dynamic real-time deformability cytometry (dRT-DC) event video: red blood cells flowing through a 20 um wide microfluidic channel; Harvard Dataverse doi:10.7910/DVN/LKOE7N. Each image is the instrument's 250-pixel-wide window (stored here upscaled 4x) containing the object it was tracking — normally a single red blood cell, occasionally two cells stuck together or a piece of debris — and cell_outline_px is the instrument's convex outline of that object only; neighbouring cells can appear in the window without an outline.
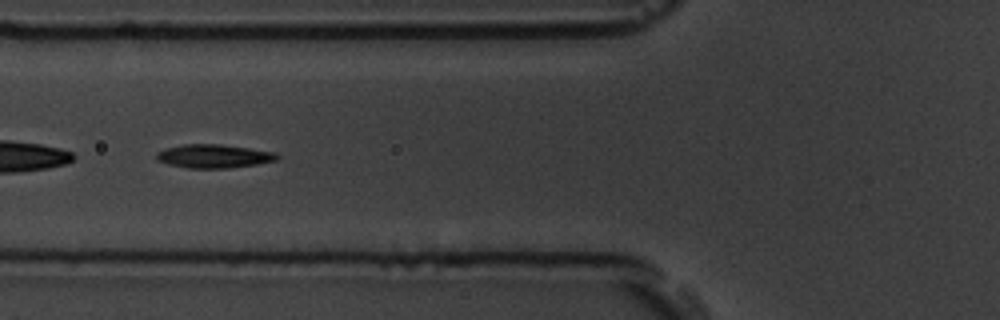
{"species": "common noctule bat (a hibernating species)", "species_latin": "Nyctalus noctula", "temperature_condition": "room temperature", "stored_images_in_passage": 57, "segment_of_instrument_passage": [2, 2], "camera_frame_rate_fps": 3000, "um_per_image_px": 0.085, "animal": {"sex": "male", "body_mass_g": 19.5, "forearm_length_mm": 54.6}, "frame": {"image": 1, "passage_image": 22, "time_ms": 7.0, "image_size_px": [1000, 320], "cell_outline_px": [[280, 156], [276, 160], [256, 164], [228, 168], [188, 168], [168, 164], [156, 160], [156, 152], [164, 148], [184, 144], [220, 144], [276, 152]], "centroid_in_image_um": [18.14, 13.27], "position_along_channel_um": 107.7, "area_um2": 16.59}}
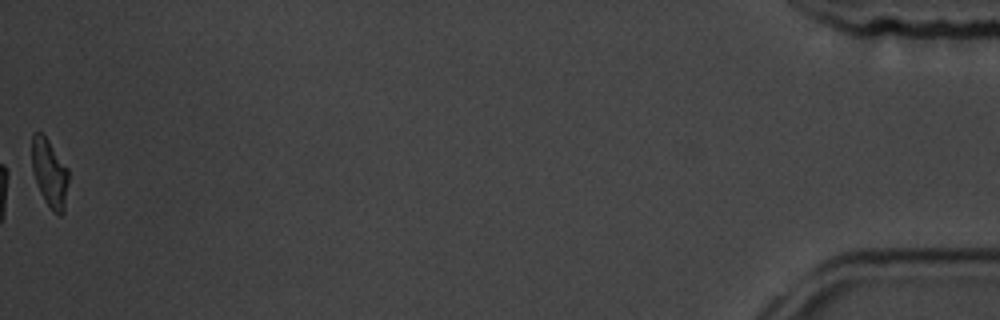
{"frame": {"image": 2, "passage_image": 57, "time_ms": 18.667, "image_size_px": [1000, 320], "cell_outline_px": [[68, 184], [64, 212], [60, 216], [52, 212], [44, 200], [40, 192], [32, 172], [32, 132], [40, 132], [48, 140], [68, 168]], "centroid_in_image_um": [4.21, 14.74], "position_along_channel_um": 431.0, "area_um2": 14.62}}